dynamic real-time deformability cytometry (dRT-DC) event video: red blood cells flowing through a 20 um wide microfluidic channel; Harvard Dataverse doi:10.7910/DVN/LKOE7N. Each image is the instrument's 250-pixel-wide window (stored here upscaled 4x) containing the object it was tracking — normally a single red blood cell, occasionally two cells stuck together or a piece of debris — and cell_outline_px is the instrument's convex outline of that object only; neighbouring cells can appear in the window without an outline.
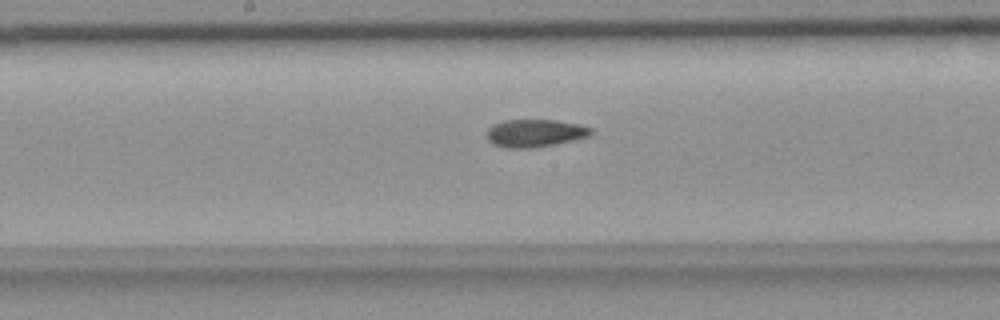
{"species": "common noctule bat (a hibernating species)", "species_latin": "Nyctalus noctula", "temperature_condition": "room temperature", "stored_images_in_passage": 34, "camera_frame_rate_fps": 3000, "um_per_image_px": 0.085, "animal": {"sex": "female", "body_mass_g": 18.4}, "frame": {"image": 1, "passage_image": 18, "time_ms": 5.667, "image_size_px": [1000, 320], "cell_outline_px": [[592, 132], [588, 136], [572, 140], [532, 148], [504, 148], [488, 140], [488, 128], [504, 120], [556, 120], [576, 124], [592, 128]], "centroid_in_image_um": [45.46, 11.31], "position_along_channel_um": 202.7, "area_um2": 16.42}}
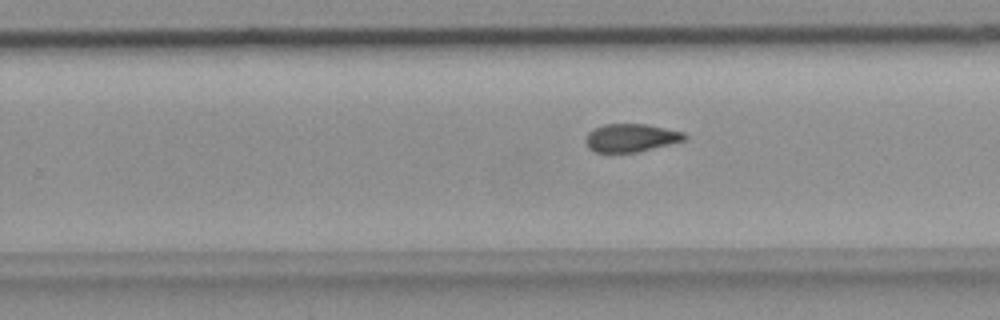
{"frame": {"image": 2, "passage_image": 24, "time_ms": 7.667, "image_size_px": [1000, 320], "cell_outline_px": [[688, 136], [684, 140], [636, 152], [596, 152], [588, 148], [584, 140], [588, 132], [592, 128], [604, 124], [648, 124], [684, 132]], "centroid_in_image_um": [53.59, 11.7], "position_along_channel_um": 276.2, "area_um2": 16.18}}
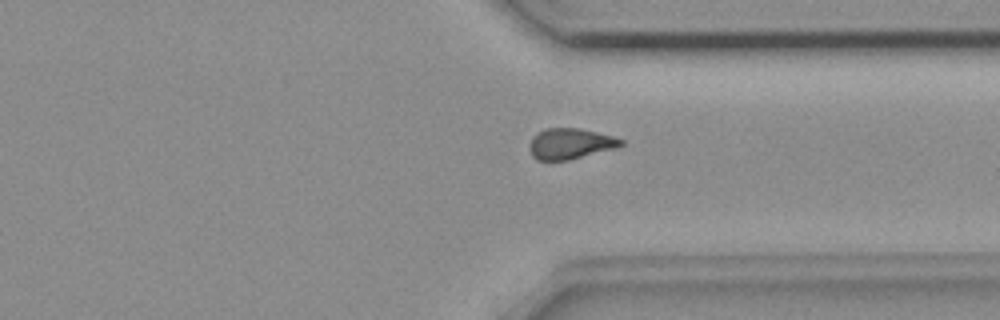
{"frame": {"image": 3, "passage_image": 31, "time_ms": 10.0, "image_size_px": [1000, 320], "cell_outline_px": [[624, 144], [616, 148], [568, 160], [536, 160], [532, 156], [528, 148], [528, 144], [532, 136], [544, 128], [580, 128], [612, 136], [624, 140]], "centroid_in_image_um": [48.43, 12.21], "position_along_channel_um": 363.0, "area_um2": 16.53}}